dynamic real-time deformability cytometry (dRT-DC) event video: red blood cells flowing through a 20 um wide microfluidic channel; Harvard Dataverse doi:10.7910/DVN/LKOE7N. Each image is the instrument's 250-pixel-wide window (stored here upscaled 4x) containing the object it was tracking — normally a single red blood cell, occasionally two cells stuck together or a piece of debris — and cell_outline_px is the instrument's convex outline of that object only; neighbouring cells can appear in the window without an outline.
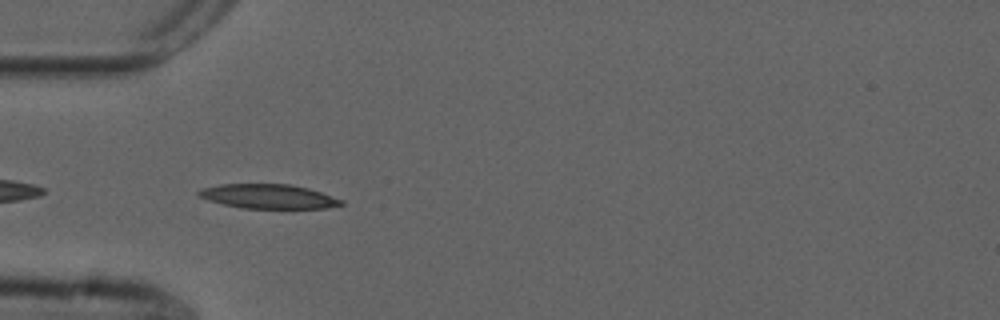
{"species": "common noctule bat (a hibernating species)", "species_latin": "Nyctalus noctula", "temperature_condition": "cold", "stored_images_in_passage": 37, "camera_frame_rate_fps": 3000, "um_per_image_px": 0.085, "animal": {"sex": "male", "forearm_length_mm": 52.5}, "frame": {"image": 1, "passage_image": 2, "time_ms": 0.333, "image_size_px": [1000, 320], "cell_outline_px": [[344, 204], [328, 208], [240, 208], [208, 200], [196, 196], [196, 192], [200, 188], [220, 184], [292, 184], [308, 188], [344, 200]], "centroid_in_image_um": [22.78, 16.69], "position_along_channel_um": 62.2, "area_um2": 20.35}}
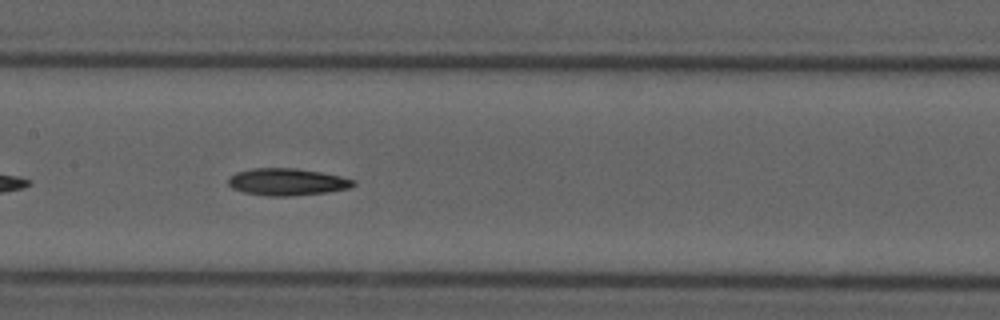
{"frame": {"image": 2, "passage_image": 12, "time_ms": 3.667, "image_size_px": [1000, 320], "cell_outline_px": [[356, 184], [348, 188], [328, 192], [292, 196], [268, 196], [244, 192], [232, 188], [228, 184], [228, 180], [236, 172], [252, 168], [296, 168], [320, 172], [340, 176], [356, 180]], "centroid_in_image_um": [24.41, 15.46], "position_along_channel_um": 183.0, "area_um2": 19.71}}
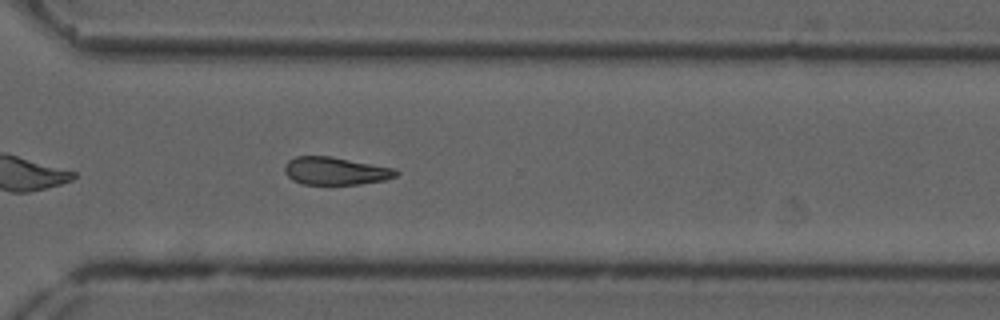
{"frame": {"image": 3, "passage_image": 25, "time_ms": 8.0, "image_size_px": [1000, 320], "cell_outline_px": [[400, 172], [396, 176], [384, 180], [360, 184], [300, 184], [292, 180], [284, 172], [284, 164], [288, 160], [296, 156], [332, 156], [396, 168]], "centroid_in_image_um": [28.51, 14.52], "position_along_channel_um": 342.1, "area_um2": 18.26}}